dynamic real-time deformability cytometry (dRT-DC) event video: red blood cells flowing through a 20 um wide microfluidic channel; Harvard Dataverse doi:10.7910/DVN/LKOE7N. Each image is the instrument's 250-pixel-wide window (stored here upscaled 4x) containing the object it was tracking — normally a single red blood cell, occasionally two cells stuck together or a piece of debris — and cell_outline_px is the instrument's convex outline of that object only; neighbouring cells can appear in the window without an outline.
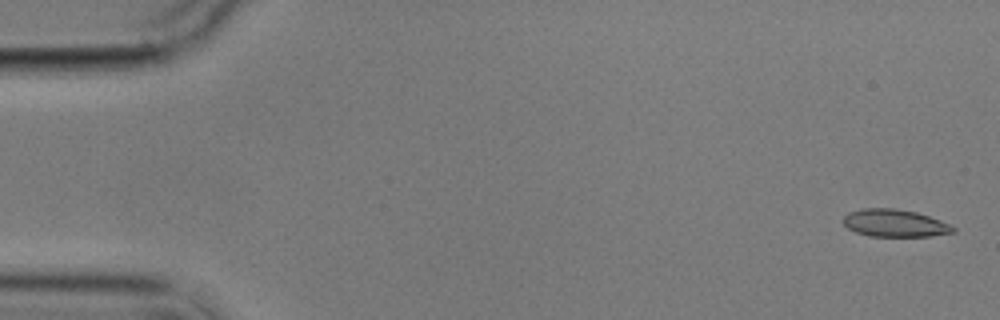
{"species": "common noctule bat (a hibernating species)", "species_latin": "Nyctalus noctula", "temperature_condition": "cold", "stored_images_in_passage": 5, "camera_frame_rate_fps": 3000, "um_per_image_px": 0.085, "animal": {"sex": "male", "body_mass_g": 17.9}, "frame": {"image": 1, "passage_image": 1, "time_ms": 0.0, "image_size_px": [1000, 320], "cell_outline_px": [[956, 232], [928, 236], [868, 236], [856, 232], [848, 228], [840, 220], [848, 212], [864, 208], [892, 208], [916, 212], [940, 220], [956, 228]], "centroid_in_image_um": [76.01, 18.96], "position_along_channel_um": 9.0, "area_um2": 17.57}}
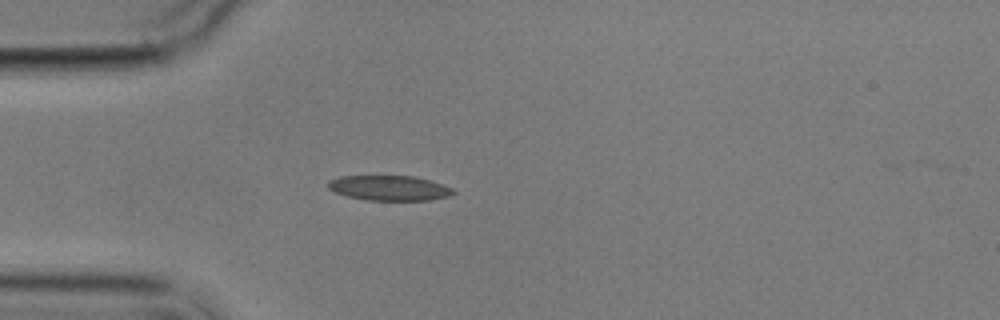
{"frame": {"image": 2, "passage_image": 4, "time_ms": 4.667, "image_size_px": [1000, 320], "cell_outline_px": [[456, 192], [452, 196], [428, 200], [368, 200], [348, 196], [336, 192], [328, 188], [328, 180], [340, 176], [416, 176], [432, 180], [452, 188]], "centroid_in_image_um": [33.14, 15.97], "position_along_channel_um": 51.9, "area_um2": 18.32}}